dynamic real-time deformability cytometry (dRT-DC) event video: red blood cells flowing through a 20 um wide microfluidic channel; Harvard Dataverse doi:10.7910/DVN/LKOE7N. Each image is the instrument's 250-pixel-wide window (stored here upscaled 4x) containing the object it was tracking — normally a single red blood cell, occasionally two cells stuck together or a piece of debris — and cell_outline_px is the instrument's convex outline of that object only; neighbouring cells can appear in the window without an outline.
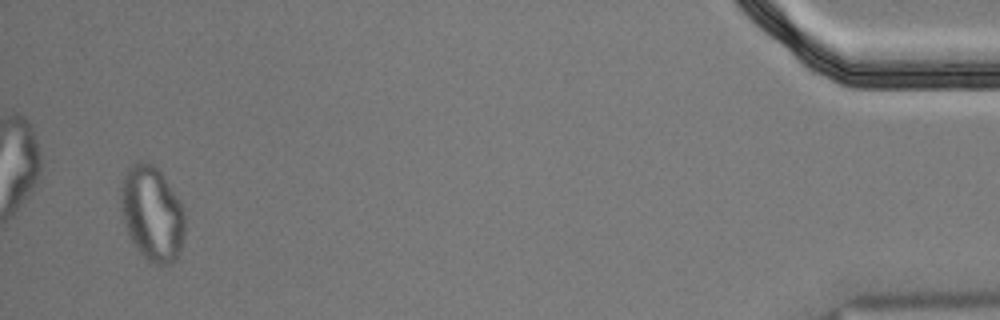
{"species": "Egyptian fruit bat (a non-hibernating species)", "species_latin": "Rousettus aegyptiacus", "temperature_condition": "cold", "stored_images_in_passage": 50, "segment_of_instrument_passage": [2, 2], "camera_frame_rate_fps": 3000, "um_per_image_px": 0.085, "animal": {"sex": "male"}, "frame": {"image": 1, "passage_image": 48, "time_ms": 15.667, "image_size_px": [1000, 320], "cell_outline_px": [[184, 232], [180, 252], [176, 260], [168, 264], [152, 264], [140, 252], [132, 240], [128, 232], [124, 220], [120, 196], [124, 180], [132, 164], [136, 160], [144, 160], [152, 164], [160, 172], [184, 208]], "centroid_in_image_um": [12.95, 18.16], "position_along_channel_um": 422.2, "area_um2": 34.68}}